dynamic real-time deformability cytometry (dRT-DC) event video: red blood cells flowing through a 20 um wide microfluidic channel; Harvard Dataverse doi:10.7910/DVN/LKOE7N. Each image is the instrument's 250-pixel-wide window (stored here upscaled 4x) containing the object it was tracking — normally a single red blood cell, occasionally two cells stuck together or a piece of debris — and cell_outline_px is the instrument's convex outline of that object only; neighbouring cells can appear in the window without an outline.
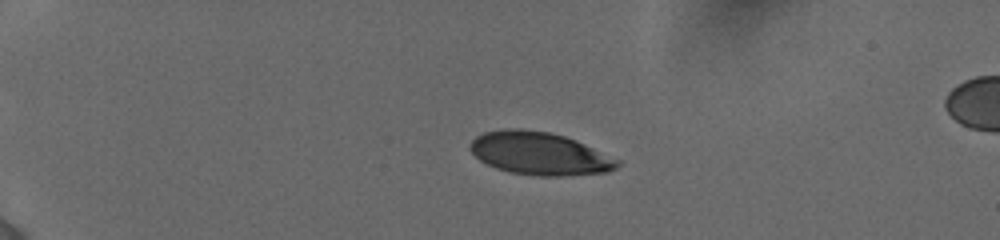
{"species": "human", "species_latin": "Homo sapiens", "temperature_condition": "cold", "stored_images_in_passage": 35, "camera_frame_rate_fps": 3000, "um_per_image_px": 0.085, "donor": {"sex": "female"}, "frame": {"image": 1, "passage_image": 23, "time_ms": 4.667, "image_size_px": [1000, 240], "cell_outline_px": [[620, 164], [616, 168], [604, 172], [564, 176], [536, 176], [512, 172], [496, 168], [480, 160], [468, 148], [468, 144], [476, 136], [484, 132], [504, 128], [520, 128], [548, 132], [564, 136], [576, 140], [620, 160]], "centroid_in_image_um": [45.83, 13.04], "position_along_channel_um": 39.2, "area_um2": 36.7}}
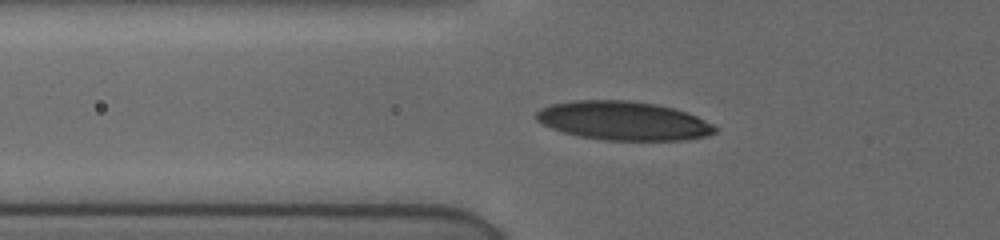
{"frame": {"image": 2, "passage_image": 30, "time_ms": 7.333, "image_size_px": [1000, 240], "cell_outline_px": [[716, 132], [708, 136], [680, 140], [604, 140], [580, 136], [564, 132], [552, 128], [536, 120], [536, 112], [540, 108], [552, 104], [572, 100], [628, 100], [656, 104], [672, 108], [696, 116], [712, 124], [716, 128]], "centroid_in_image_um": [52.97, 10.26], "position_along_channel_um": 72.8, "area_um2": 40.17}}
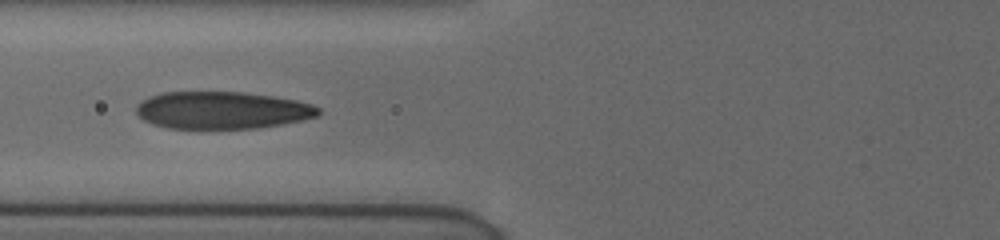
{"frame": {"image": 3, "passage_image": 34, "time_ms": 8.333, "image_size_px": [1000, 240], "cell_outline_px": [[320, 116], [304, 120], [260, 128], [168, 128], [152, 124], [144, 120], [136, 112], [136, 104], [140, 100], [148, 96], [160, 92], [244, 92], [272, 96], [296, 100], [312, 104], [320, 108]], "centroid_in_image_um": [18.88, 9.36], "position_along_channel_um": 106.9, "area_um2": 39.94}}